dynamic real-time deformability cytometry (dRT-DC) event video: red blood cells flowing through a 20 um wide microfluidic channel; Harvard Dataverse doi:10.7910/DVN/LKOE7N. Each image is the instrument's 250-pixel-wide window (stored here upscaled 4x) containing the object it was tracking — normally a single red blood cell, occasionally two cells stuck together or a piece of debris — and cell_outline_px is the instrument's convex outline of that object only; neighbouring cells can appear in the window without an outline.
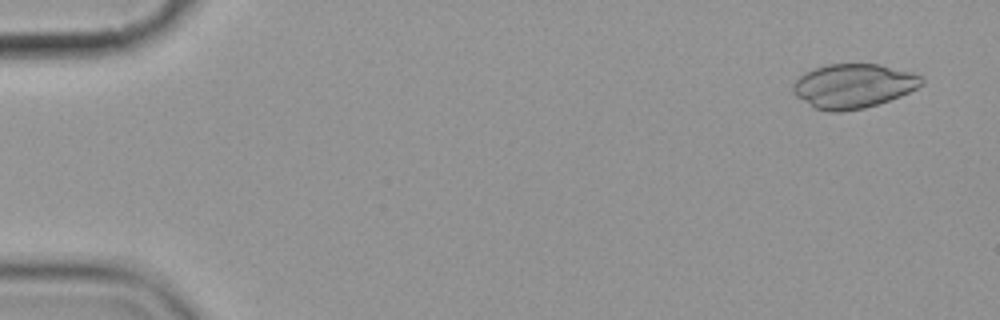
{"species": "common noctule bat (a hibernating species)", "species_latin": "Nyctalus noctula", "temperature_condition": "cold", "stored_images_in_passage": 5, "camera_frame_rate_fps": 3000, "um_per_image_px": 0.085, "animal": {"sex": "female", "body_mass_g": 19.9}, "frame": {"image": 1, "passage_image": 1, "time_ms": 0.0, "image_size_px": [1000, 320], "cell_outline_px": [[924, 84], [900, 96], [864, 108], [840, 112], [828, 112], [816, 108], [796, 96], [792, 92], [792, 84], [804, 72], [824, 64], [880, 64], [908, 72], [920, 76], [924, 80]], "centroid_in_image_um": [72.49, 7.3], "position_along_channel_um": 12.5, "area_um2": 33.0}}